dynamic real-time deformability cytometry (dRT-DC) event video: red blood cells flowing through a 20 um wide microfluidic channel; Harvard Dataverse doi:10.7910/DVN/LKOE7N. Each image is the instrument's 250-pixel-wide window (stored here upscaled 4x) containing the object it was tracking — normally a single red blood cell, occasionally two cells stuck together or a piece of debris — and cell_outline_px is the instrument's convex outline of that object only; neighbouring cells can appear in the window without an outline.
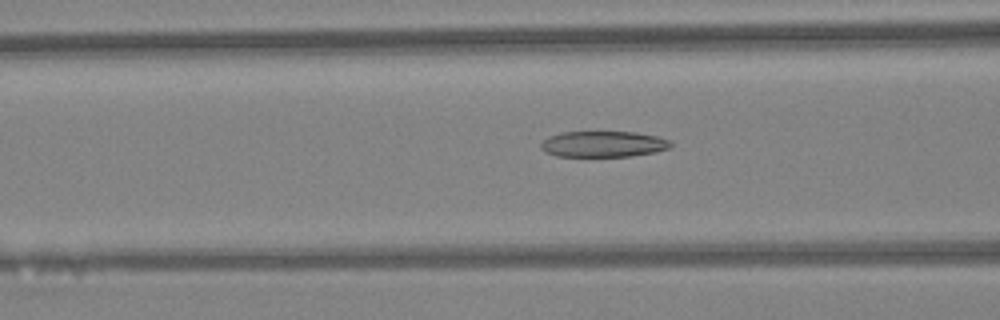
{"species": "Egyptian fruit bat (a non-hibernating species)", "species_latin": "Rousettus aegyptiacus", "temperature_condition": "warm", "stored_images_in_passage": 40, "camera_frame_rate_fps": 3000, "um_per_image_px": 0.085, "animal": {"sex": "female"}, "frame": {"image": 1, "passage_image": 13, "time_ms": 4.0, "image_size_px": [1000, 320], "cell_outline_px": [[672, 144], [668, 148], [656, 152], [632, 156], [556, 156], [544, 152], [540, 148], [540, 144], [548, 136], [560, 132], [636, 132], [656, 136], [668, 140]], "centroid_in_image_um": [51.24, 12.25], "position_along_channel_um": 115.4, "area_um2": 19.65}}
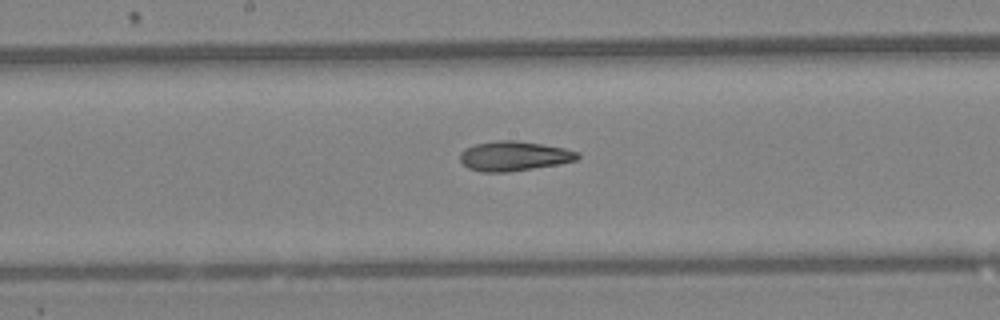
{"frame": {"image": 2, "passage_image": 19, "time_ms": 6.0, "image_size_px": [1000, 320], "cell_outline_px": [[580, 156], [576, 160], [560, 164], [508, 172], [480, 172], [468, 168], [460, 160], [460, 152], [464, 148], [476, 144], [496, 140], [516, 140], [544, 144], [564, 148], [580, 152]], "centroid_in_image_um": [43.69, 13.26], "position_along_channel_um": 204.5, "area_um2": 20.52}}
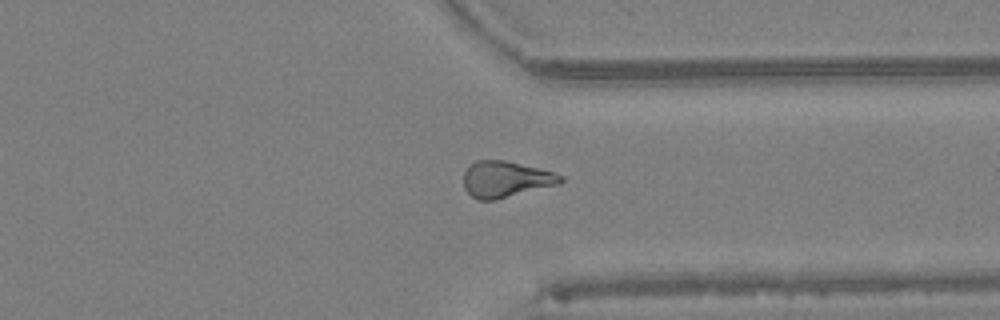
{"frame": {"image": 3, "passage_image": 30, "time_ms": 9.667, "image_size_px": [1000, 320], "cell_outline_px": [[564, 180], [560, 184], [496, 200], [476, 200], [464, 188], [464, 172], [476, 160], [504, 160], [540, 168], [564, 176]], "centroid_in_image_um": [43.01, 15.25], "position_along_channel_um": 368.4, "area_um2": 20.52}, "authors_computed_cell_mechanics": {"area_um2": 20.2589, "velocity_mm_per_s": 4.472, "shape_relaxation_time_tau1_ms": null, "shape_relaxation_time_tau2_ms": 3.6023, "deformation_change_tau1": null, "deformation_change_tau2": 0.1189}}